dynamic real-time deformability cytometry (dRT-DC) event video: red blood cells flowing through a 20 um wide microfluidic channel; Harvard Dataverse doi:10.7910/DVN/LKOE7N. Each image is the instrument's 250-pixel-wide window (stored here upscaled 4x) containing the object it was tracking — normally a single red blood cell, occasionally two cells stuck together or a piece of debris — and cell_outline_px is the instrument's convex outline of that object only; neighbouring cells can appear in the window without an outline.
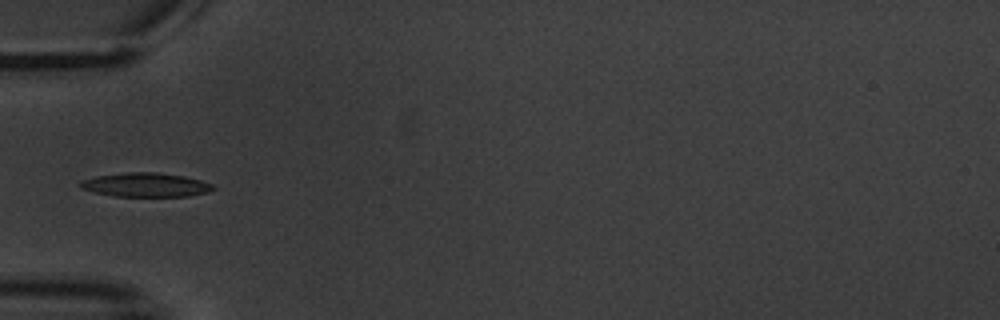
{"species": "common noctule bat (a hibernating species)", "species_latin": "Nyctalus noctula", "temperature_condition": "warm", "stored_images_in_passage": 5, "camera_frame_rate_fps": 3000, "um_per_image_px": 0.085, "animal": {"sex": "male", "body_mass_g": 20.1, "forearm_length_mm": 53.5}, "frame": {"image": 1, "passage_image": 5, "time_ms": 5.0, "image_size_px": [1000, 320], "cell_outline_px": [[216, 188], [208, 192], [188, 196], [116, 196], [92, 192], [80, 188], [76, 184], [80, 180], [96, 176], [128, 172], [156, 172], [184, 176], [200, 180], [212, 184]], "centroid_in_image_um": [12.33, 15.71], "position_along_channel_um": 72.7, "area_um2": 18.67}}